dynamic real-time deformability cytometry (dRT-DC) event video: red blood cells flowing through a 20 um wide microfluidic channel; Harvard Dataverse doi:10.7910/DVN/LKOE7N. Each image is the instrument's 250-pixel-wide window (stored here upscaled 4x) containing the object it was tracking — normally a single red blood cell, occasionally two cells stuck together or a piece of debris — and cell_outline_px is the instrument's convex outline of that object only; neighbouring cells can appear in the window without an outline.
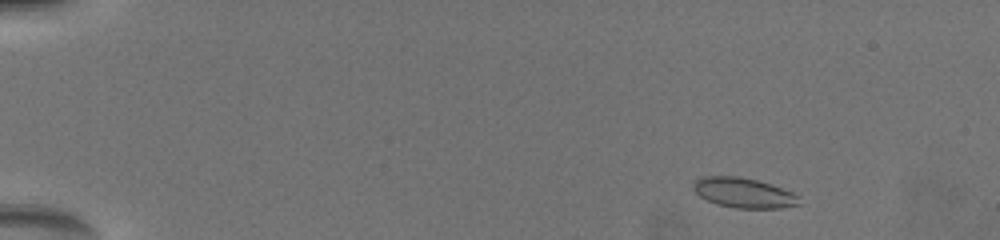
{"species": "common noctule bat (a hibernating species)", "species_latin": "Nyctalus noctula", "temperature_condition": "warm", "stored_images_in_passage": 23, "camera_frame_rate_fps": 3000, "um_per_image_px": 0.085, "animal": {"sex": "female", "body_mass_g": 19.5, "forearm_length_mm": 54.1}, "frame": {"image": 1, "passage_image": 4, "time_ms": 1.0, "image_size_px": [1000, 240], "cell_outline_px": [[800, 204], [780, 208], [736, 208], [716, 204], [700, 196], [692, 188], [692, 184], [696, 180], [704, 176], [740, 176], [756, 180], [792, 192], [796, 196]], "centroid_in_image_um": [63.16, 16.39], "position_along_channel_um": 21.8, "area_um2": 18.21}}
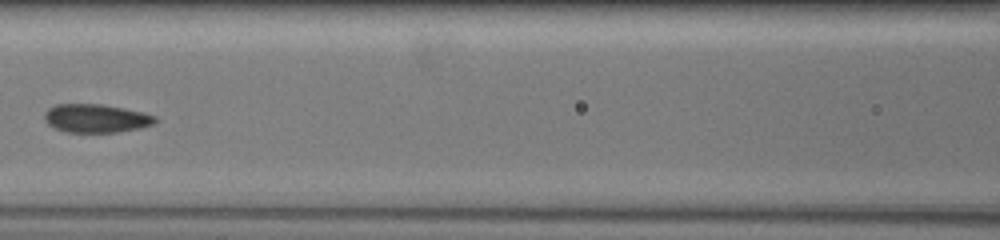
{"frame": {"image": 2, "passage_image": 21, "time_ms": 8.0, "image_size_px": [1000, 240], "cell_outline_px": [[160, 120], [152, 124], [140, 128], [116, 132], [64, 132], [52, 128], [44, 120], [44, 112], [48, 108], [56, 104], [100, 104], [124, 108], [144, 112], [156, 116]], "centroid_in_image_um": [8.15, 10.06], "position_along_channel_um": 158.5, "area_um2": 18.61}}
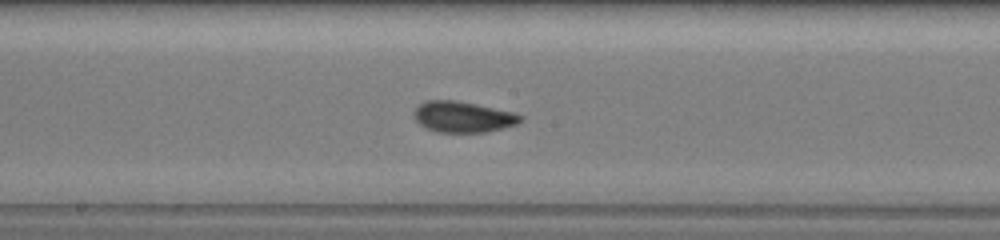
{"frame": {"image": 3, "passage_image": 23, "time_ms": 9.333, "image_size_px": [1000, 240], "cell_outline_px": [[524, 120], [516, 124], [504, 128], [484, 132], [436, 132], [424, 128], [412, 116], [412, 112], [420, 104], [428, 100], [456, 100], [476, 104], [512, 112], [524, 116]], "centroid_in_image_um": [39.33, 9.94], "position_along_channel_um": 208.9, "area_um2": 19.31}}